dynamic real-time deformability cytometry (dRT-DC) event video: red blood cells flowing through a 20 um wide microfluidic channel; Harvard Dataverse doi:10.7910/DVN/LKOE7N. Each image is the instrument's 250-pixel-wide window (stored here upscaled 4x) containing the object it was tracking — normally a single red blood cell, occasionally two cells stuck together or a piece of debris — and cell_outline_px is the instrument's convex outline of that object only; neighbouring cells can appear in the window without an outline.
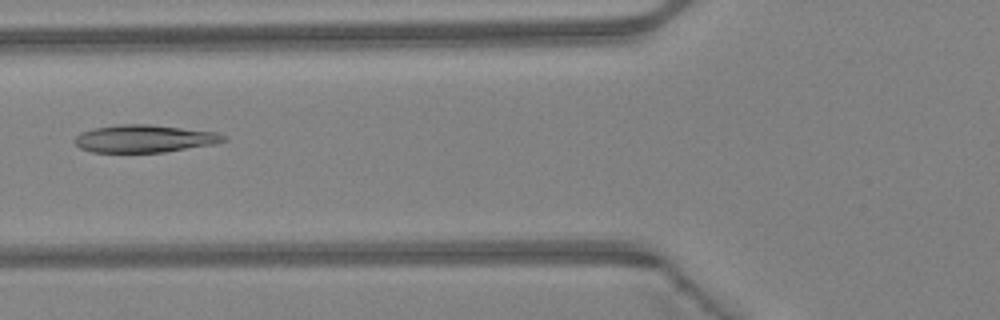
{"species": "Egyptian fruit bat (a non-hibernating species)", "species_latin": "Rousettus aegyptiacus", "temperature_condition": "warm", "stored_images_in_passage": 47, "camera_frame_rate_fps": 3000, "um_per_image_px": 0.085, "animal": {"sex": "female"}, "frame": {"image": 1, "passage_image": 19, "time_ms": 6.0, "image_size_px": [1000, 320], "cell_outline_px": [[228, 140], [216, 144], [164, 152], [92, 152], [80, 148], [72, 140], [80, 132], [96, 128], [124, 124], [148, 124], [216, 132], [224, 136]], "centroid_in_image_um": [12.27, 11.79], "position_along_channel_um": 113.5, "area_um2": 23.81}}
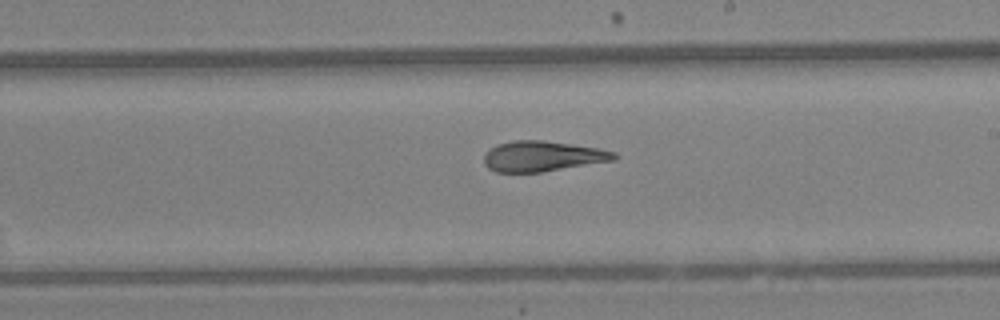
{"frame": {"image": 2, "passage_image": 28, "time_ms": 9.0, "image_size_px": [1000, 320], "cell_outline_px": [[620, 156], [612, 160], [544, 172], [496, 172], [488, 168], [484, 164], [484, 152], [488, 148], [496, 144], [512, 140], [544, 140], [600, 148], [616, 152]], "centroid_in_image_um": [46.08, 13.27], "position_along_channel_um": 242.9, "area_um2": 23.35}}
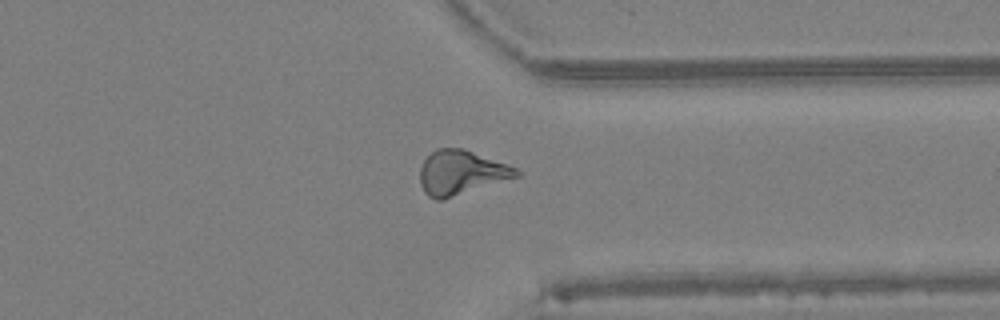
{"frame": {"image": 3, "passage_image": 37, "time_ms": 12.0, "image_size_px": [1000, 320], "cell_outline_px": [[520, 176], [440, 200], [436, 200], [428, 196], [424, 192], [420, 184], [420, 168], [424, 160], [436, 148], [464, 148], [508, 164], [516, 168], [520, 172]], "centroid_in_image_um": [39.19, 14.66], "position_along_channel_um": 372.2, "area_um2": 24.8}, "authors_computed_cell_mechanics": {"area_um2": 24.3338, "velocity_mm_per_s": 4.3441, "shape_relaxation_time_tau1_ms": 7.1368, "shape_relaxation_time_tau2_ms": 2.7128, "deformation_change_tau1": 0.204, "deformation_change_tau2": 0.1106}}